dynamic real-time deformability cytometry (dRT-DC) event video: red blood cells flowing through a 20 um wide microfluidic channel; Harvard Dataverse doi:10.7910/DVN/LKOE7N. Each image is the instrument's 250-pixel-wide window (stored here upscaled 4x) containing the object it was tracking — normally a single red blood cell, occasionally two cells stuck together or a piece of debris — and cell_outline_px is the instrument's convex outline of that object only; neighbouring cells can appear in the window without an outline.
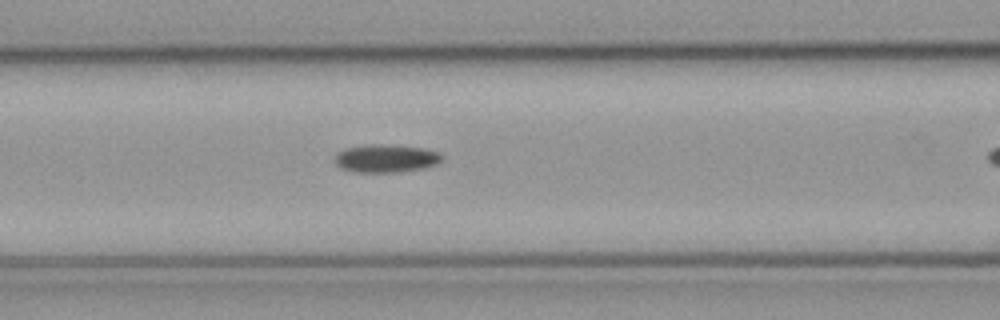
{"species": "common noctule bat (a hibernating species)", "species_latin": "Nyctalus noctula", "temperature_condition": "cold", "stored_images_in_passage": 13, "camera_frame_rate_fps": 3000, "um_per_image_px": 0.085, "animal": {"sex": "male", "body_mass_g": 23.1, "forearm_length_mm": 52.7}, "frame": {"image": 1, "passage_image": 6, "time_ms": 1.667, "image_size_px": [1000, 320], "cell_outline_px": [[444, 156], [436, 164], [424, 168], [400, 172], [356, 172], [340, 168], [336, 164], [336, 152], [344, 148], [368, 144], [380, 144], [424, 148], [440, 152]], "centroid_in_image_um": [32.8, 13.46], "position_along_channel_um": 133.8, "area_um2": 17.57}}